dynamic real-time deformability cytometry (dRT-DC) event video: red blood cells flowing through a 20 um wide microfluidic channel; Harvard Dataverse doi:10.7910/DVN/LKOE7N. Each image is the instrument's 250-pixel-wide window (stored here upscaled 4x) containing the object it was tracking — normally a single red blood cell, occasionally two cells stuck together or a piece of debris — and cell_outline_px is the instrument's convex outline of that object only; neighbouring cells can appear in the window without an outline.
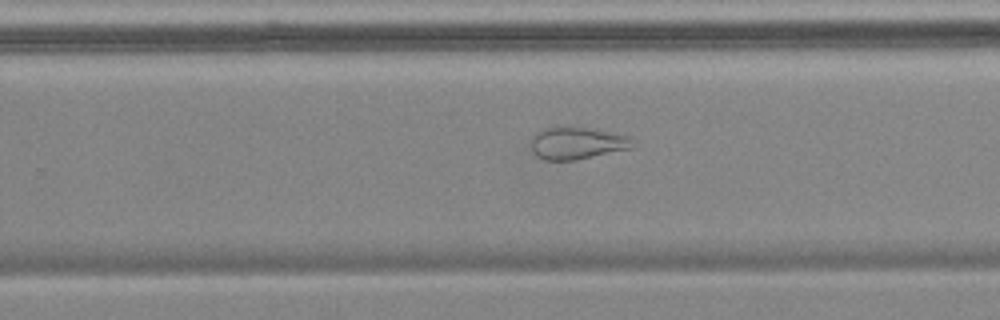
{"species": "common noctule bat (a hibernating species)", "species_latin": "Nyctalus noctula", "temperature_condition": "cold", "stored_images_in_passage": 40, "camera_frame_rate_fps": 3000, "um_per_image_px": 0.085, "animal": {"sex": "female", "body_mass_g": 18.4}, "frame": {"image": 1, "passage_image": 29, "time_ms": 9.333, "image_size_px": [1000, 320], "cell_outline_px": [[632, 148], [576, 160], [544, 160], [536, 156], [532, 148], [532, 136], [536, 132], [544, 128], [556, 124], [588, 128], [628, 136]], "centroid_in_image_um": [48.95, 12.14], "position_along_channel_um": 280.8, "area_um2": 19.13}}